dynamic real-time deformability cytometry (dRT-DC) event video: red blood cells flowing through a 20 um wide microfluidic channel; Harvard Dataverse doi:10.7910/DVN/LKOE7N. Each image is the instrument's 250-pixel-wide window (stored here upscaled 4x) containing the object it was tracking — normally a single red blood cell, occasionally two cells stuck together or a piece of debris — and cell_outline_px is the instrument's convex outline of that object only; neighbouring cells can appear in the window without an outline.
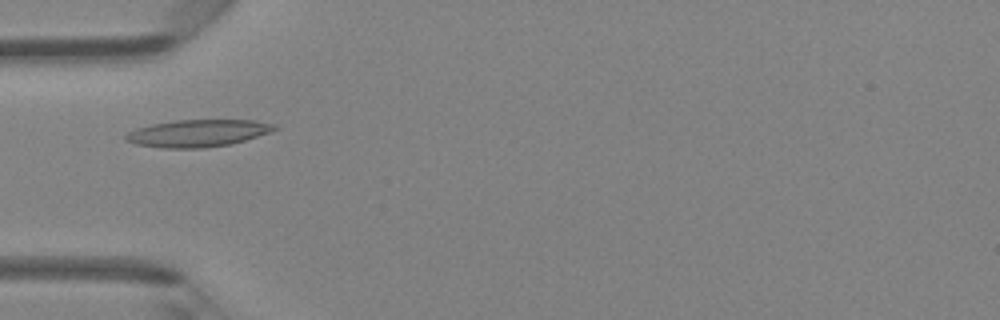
{"species": "Egyptian fruit bat (a non-hibernating species)", "species_latin": "Rousettus aegyptiacus", "temperature_condition": "room temperature", "stored_images_in_passage": 3, "camera_frame_rate_fps": 3000, "um_per_image_px": 0.085, "animal": {"sex": "female"}, "frame": {"image": 1, "passage_image": 2, "time_ms": 0.333, "image_size_px": [1000, 320], "cell_outline_px": [[280, 128], [272, 132], [244, 140], [228, 144], [204, 148], [160, 148], [136, 144], [124, 140], [124, 136], [128, 132], [136, 128], [152, 124], [176, 120], [256, 120], [276, 124]], "centroid_in_image_um": [16.83, 11.32], "position_along_channel_um": 68.2, "area_um2": 23.7}}
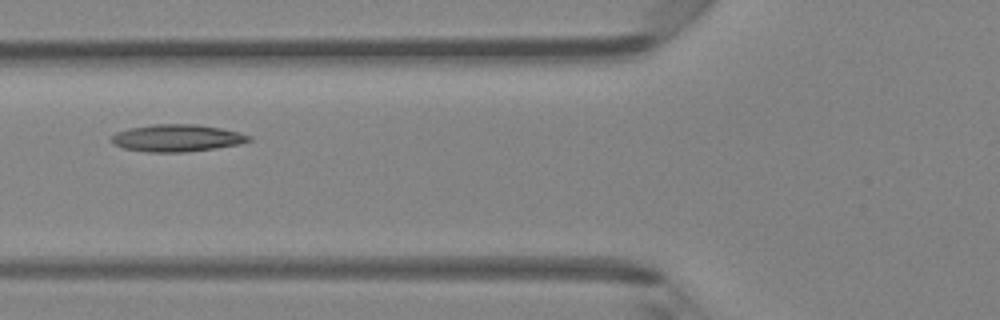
{"frame": {"image": 2, "passage_image": 3, "time_ms": 0.667, "image_size_px": [1000, 320], "cell_outline_px": [[252, 140], [240, 144], [216, 148], [184, 152], [148, 152], [124, 148], [112, 144], [112, 136], [116, 132], [128, 128], [152, 124], [196, 124], [220, 128], [252, 136]], "centroid_in_image_um": [15.03, 11.73], "position_along_channel_um": 110.8, "area_um2": 21.73}}